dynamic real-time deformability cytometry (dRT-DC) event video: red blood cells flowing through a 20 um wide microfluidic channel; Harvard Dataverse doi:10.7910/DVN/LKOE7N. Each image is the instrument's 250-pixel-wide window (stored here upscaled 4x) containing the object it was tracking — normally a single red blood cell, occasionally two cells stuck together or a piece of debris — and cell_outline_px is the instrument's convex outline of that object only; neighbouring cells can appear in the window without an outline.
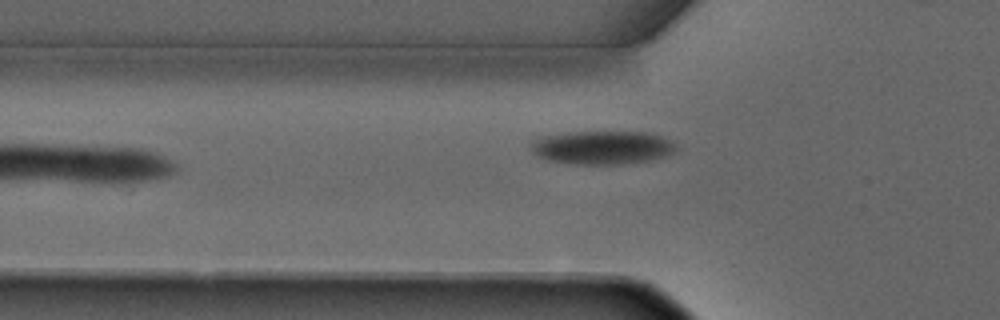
{"species": "common noctule bat (a hibernating species)", "species_latin": "Nyctalus noctula", "temperature_condition": "warm", "stored_images_in_passage": 3, "camera_frame_rate_fps": 3000, "um_per_image_px": 0.085, "animal": {"sex": "male", "forearm_length_mm": 52.5}, "frame": {"image": 1, "passage_image": 3, "time_ms": 3.333, "image_size_px": [1000, 320], "cell_outline_px": [[676, 148], [672, 152], [664, 156], [648, 160], [620, 164], [576, 164], [548, 160], [536, 156], [528, 148], [532, 140], [536, 136], [564, 132], [648, 132], [672, 140], [676, 144]], "centroid_in_image_um": [51.09, 12.52], "position_along_channel_um": 74.7, "area_um2": 28.61}}